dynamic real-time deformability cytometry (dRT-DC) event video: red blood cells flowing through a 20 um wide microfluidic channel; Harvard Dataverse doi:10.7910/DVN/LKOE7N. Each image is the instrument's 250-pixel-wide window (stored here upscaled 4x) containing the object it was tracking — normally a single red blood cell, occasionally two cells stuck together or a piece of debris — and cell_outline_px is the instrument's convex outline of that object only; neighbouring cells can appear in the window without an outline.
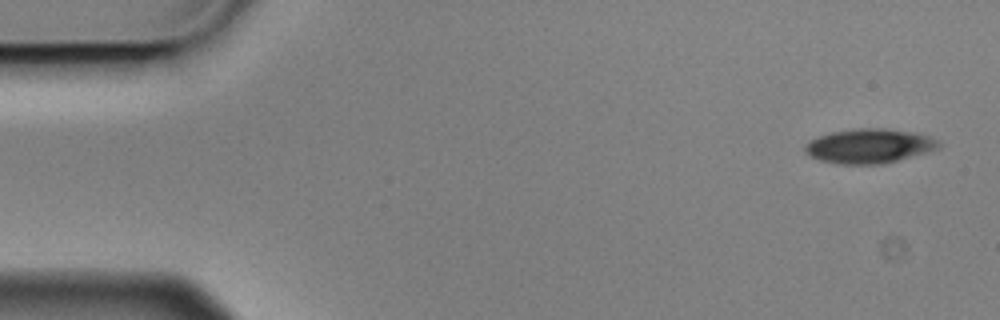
{"species": "Egyptian fruit bat (a non-hibernating species)", "species_latin": "Rousettus aegyptiacus", "temperature_condition": "cold", "stored_images_in_passage": 4, "camera_frame_rate_fps": 3000, "um_per_image_px": 0.085, "animal": {"sex": "male"}, "frame": {"image": 1, "passage_image": 1, "time_ms": 0.0, "image_size_px": [1000, 320], "cell_outline_px": [[940, 148], [884, 164], [840, 164], [820, 160], [808, 156], [804, 152], [804, 148], [808, 140], [832, 132], [856, 128], [888, 128], [916, 132], [928, 136], [936, 140], [940, 144]], "centroid_in_image_um": [73.86, 12.4], "position_along_channel_um": 11.1, "area_um2": 26.93}}
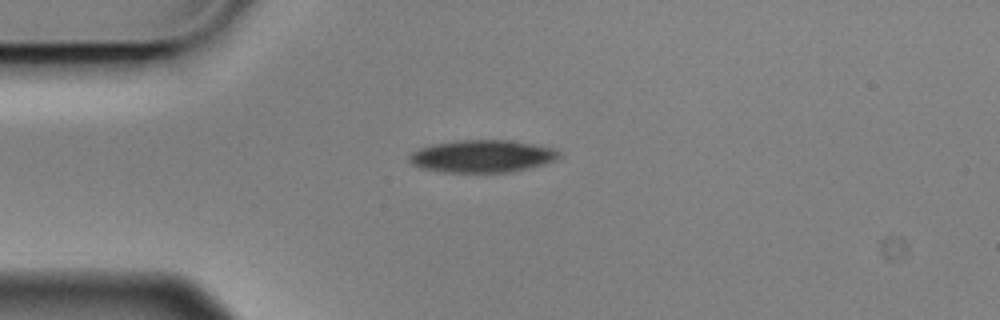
{"frame": {"image": 2, "passage_image": 4, "time_ms": 1.0, "image_size_px": [1000, 320], "cell_outline_px": [[564, 156], [556, 160], [544, 164], [512, 172], [440, 172], [420, 168], [412, 164], [408, 160], [408, 156], [412, 152], [420, 148], [432, 144], [456, 140], [512, 140], [556, 148]], "centroid_in_image_um": [41.02, 13.27], "position_along_channel_um": 44.0, "area_um2": 28.73}}